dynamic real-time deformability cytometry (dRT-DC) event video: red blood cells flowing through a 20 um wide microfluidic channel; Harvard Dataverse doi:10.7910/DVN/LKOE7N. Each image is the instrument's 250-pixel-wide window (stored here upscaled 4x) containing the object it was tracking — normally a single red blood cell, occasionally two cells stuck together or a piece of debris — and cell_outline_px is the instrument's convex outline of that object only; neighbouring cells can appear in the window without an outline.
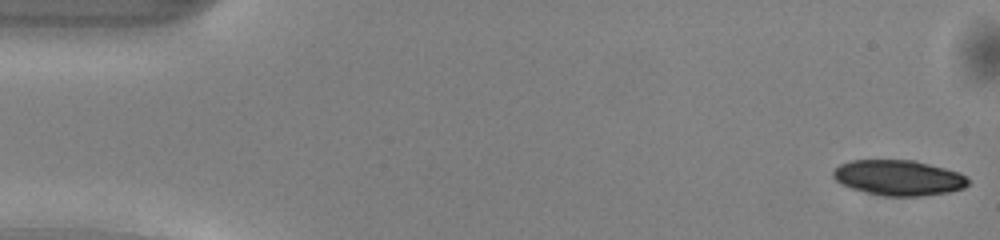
{"species": "common noctule bat (a hibernating species)", "species_latin": "Nyctalus noctula", "temperature_condition": "warm", "stored_images_in_passage": 46, "camera_frame_rate_fps": 3000, "um_per_image_px": 0.085, "animal": {"sex": "male", "body_mass_g": 13.0, "forearm_length_mm": 53.1}, "frame": {"image": 1, "passage_image": 1, "time_ms": 0.0, "image_size_px": [1000, 240], "cell_outline_px": [[968, 184], [964, 188], [948, 192], [920, 196], [884, 196], [852, 188], [836, 180], [832, 176], [832, 172], [840, 164], [852, 160], [916, 160], [960, 172], [968, 180]], "centroid_in_image_um": [76.4, 15.1], "position_along_channel_um": 8.6, "area_um2": 27.69}}